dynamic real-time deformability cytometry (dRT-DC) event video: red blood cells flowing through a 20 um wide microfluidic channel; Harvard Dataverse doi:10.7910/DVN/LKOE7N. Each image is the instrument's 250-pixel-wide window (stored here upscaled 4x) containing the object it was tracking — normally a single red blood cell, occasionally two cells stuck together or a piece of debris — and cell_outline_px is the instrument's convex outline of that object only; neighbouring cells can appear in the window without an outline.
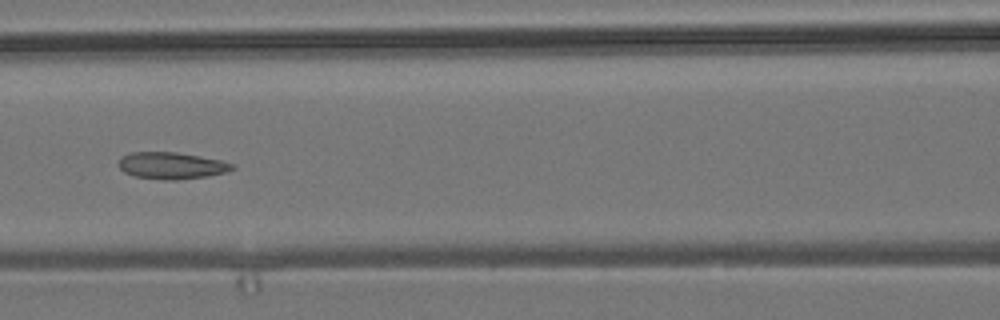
{"species": "common noctule bat (a hibernating species)", "species_latin": "Nyctalus noctula", "temperature_condition": "room temperature", "stored_images_in_passage": 6, "camera_frame_rate_fps": 3000, "um_per_image_px": 0.085, "animal": {"sex": "male", "body_mass_g": 19.2, "forearm_length_mm": 51.8}, "frame": {"image": 1, "passage_image": 6, "time_ms": 5.667, "image_size_px": [1000, 320], "cell_outline_px": [[236, 168], [228, 172], [208, 176], [176, 180], [164, 180], [136, 176], [124, 172], [120, 168], [120, 156], [128, 152], [176, 152], [200, 156], [220, 160], [236, 164]], "centroid_in_image_um": [14.62, 14.07], "position_along_channel_um": 152.0, "area_um2": 17.86}}